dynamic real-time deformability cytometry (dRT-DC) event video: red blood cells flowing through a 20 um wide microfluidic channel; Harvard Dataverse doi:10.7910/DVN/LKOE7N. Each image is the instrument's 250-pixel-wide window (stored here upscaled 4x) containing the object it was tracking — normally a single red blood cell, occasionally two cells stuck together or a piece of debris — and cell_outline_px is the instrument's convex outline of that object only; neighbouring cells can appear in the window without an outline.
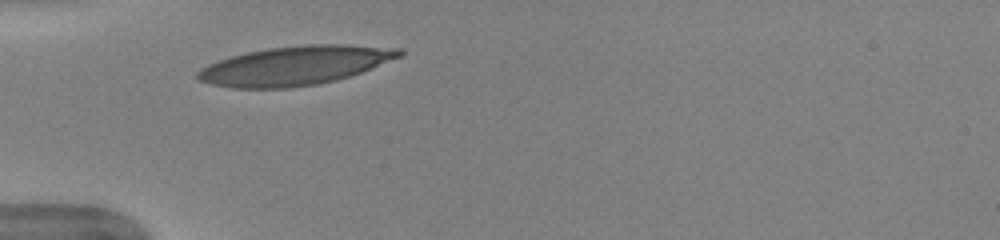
{"species": "human", "species_latin": "Homo sapiens", "temperature_condition": "warm", "stored_images_in_passage": 28, "camera_frame_rate_fps": 3000, "um_per_image_px": 0.085, "donor": {"sex": "female"}, "frame": {"image": 1, "passage_image": 1, "time_ms": 0.0, "image_size_px": [1000, 240], "cell_outline_px": [[404, 56], [352, 76], [336, 80], [316, 84], [292, 88], [232, 88], [212, 84], [200, 80], [196, 76], [196, 72], [200, 68], [208, 64], [232, 56], [248, 52], [268, 48], [308, 44], [344, 44], [400, 48], [404, 52]], "centroid_in_image_um": [25.14, 5.57], "position_along_channel_um": 59.9, "area_um2": 46.01}}
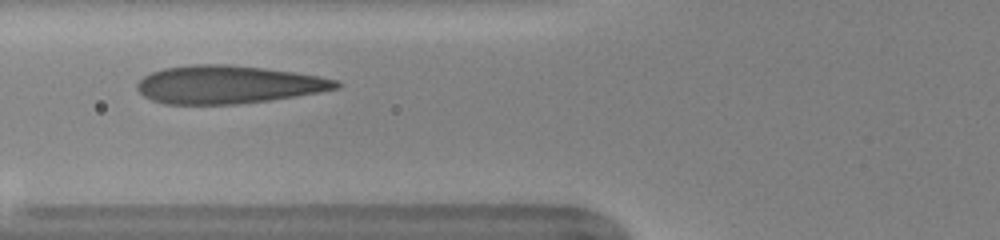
{"frame": {"image": 2, "passage_image": 5, "time_ms": 1.333, "image_size_px": [1000, 240], "cell_outline_px": [[344, 84], [340, 88], [320, 92], [296, 96], [268, 100], [236, 104], [164, 104], [152, 100], [144, 96], [136, 88], [136, 84], [144, 76], [152, 72], [164, 68], [192, 64], [228, 64], [264, 68], [292, 72], [340, 80]], "centroid_in_image_um": [19.4, 7.19], "position_along_channel_um": 106.4, "area_um2": 44.1}}
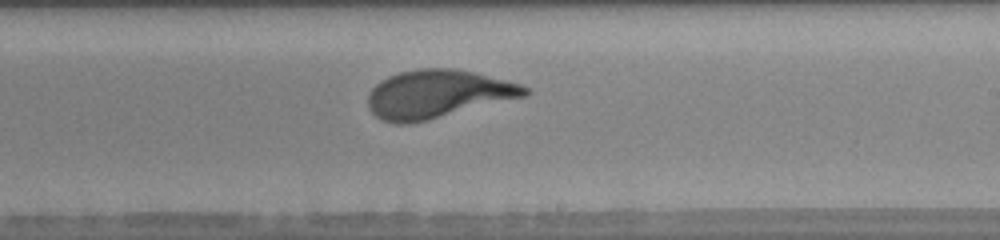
{"frame": {"image": 3, "passage_image": 16, "time_ms": 5.0, "image_size_px": [1000, 240], "cell_outline_px": [[532, 92], [528, 96], [428, 120], [408, 124], [396, 124], [384, 120], [376, 116], [368, 108], [368, 92], [380, 80], [388, 76], [400, 72], [420, 68], [452, 68], [472, 72], [520, 84], [528, 88]], "centroid_in_image_um": [37.19, 8.0], "position_along_channel_um": 251.8, "area_um2": 44.04}, "authors_computed_cell_mechanics": {"area_um2": 43.7257, "velocity_mm_per_s": 3.9599, "shape_relaxation_time_tau1_ms": 3.1262, "shape_relaxation_time_tau2_ms": null, "deformation_change_tau1": 0.1996, "deformation_change_tau2": null}}